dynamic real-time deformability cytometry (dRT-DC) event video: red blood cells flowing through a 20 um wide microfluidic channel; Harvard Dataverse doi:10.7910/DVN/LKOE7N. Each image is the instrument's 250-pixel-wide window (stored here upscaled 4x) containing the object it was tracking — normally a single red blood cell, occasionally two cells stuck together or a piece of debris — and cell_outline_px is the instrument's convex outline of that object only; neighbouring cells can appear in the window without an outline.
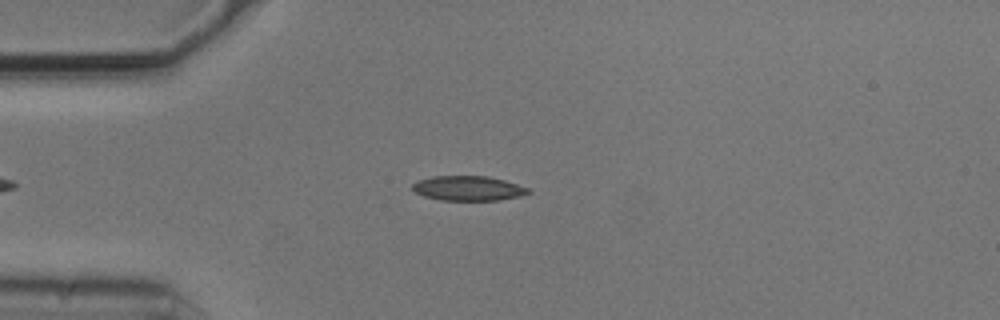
{"species": "common noctule bat (a hibernating species)", "species_latin": "Nyctalus noctula", "temperature_condition": "cold", "stored_images_in_passage": 7, "camera_frame_rate_fps": 3000, "um_per_image_px": 0.085, "animal": {"sex": "male", "body_mass_g": 20.5, "forearm_length_mm": 52.5}, "frame": {"image": 1, "passage_image": 5, "time_ms": 1.333, "image_size_px": [1000, 320], "cell_outline_px": [[532, 192], [520, 196], [500, 200], [440, 200], [424, 196], [416, 192], [412, 188], [412, 184], [420, 180], [432, 176], [488, 176], [504, 180], [528, 188]], "centroid_in_image_um": [39.81, 16.0], "position_along_channel_um": 45.2, "area_um2": 16.59}}
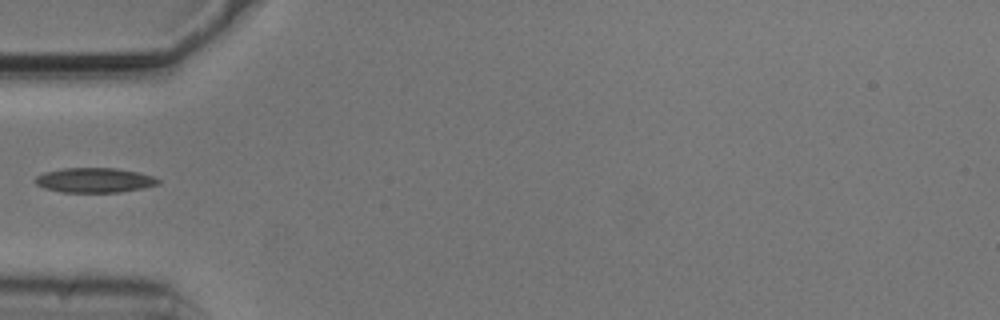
{"frame": {"image": 2, "passage_image": 6, "time_ms": 1.667, "image_size_px": [1000, 320], "cell_outline_px": [[160, 184], [120, 192], [64, 192], [44, 188], [36, 184], [36, 176], [44, 172], [64, 168], [116, 168], [140, 172], [156, 176], [160, 180]], "centroid_in_image_um": [8.08, 15.31], "position_along_channel_um": 76.9, "area_um2": 17.74}}
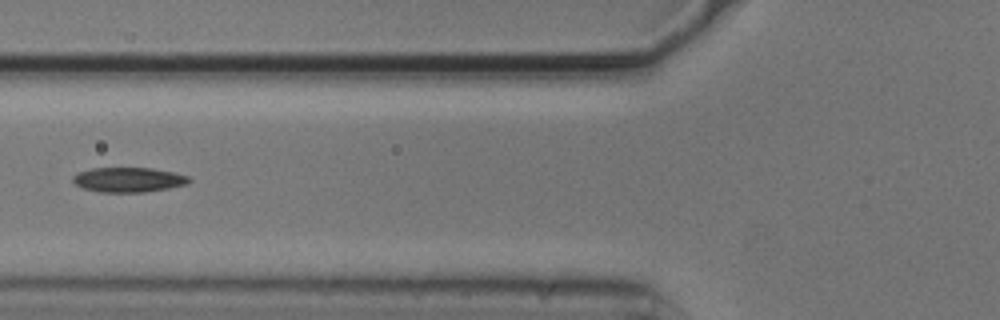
{"frame": {"image": 3, "passage_image": 7, "time_ms": 2.0, "image_size_px": [1000, 320], "cell_outline_px": [[192, 180], [188, 184], [168, 188], [144, 192], [100, 192], [84, 188], [76, 184], [72, 180], [72, 176], [76, 172], [92, 168], [152, 168], [172, 172], [188, 176]], "centroid_in_image_um": [10.91, 15.27], "position_along_channel_um": 114.9, "area_um2": 16.76}}